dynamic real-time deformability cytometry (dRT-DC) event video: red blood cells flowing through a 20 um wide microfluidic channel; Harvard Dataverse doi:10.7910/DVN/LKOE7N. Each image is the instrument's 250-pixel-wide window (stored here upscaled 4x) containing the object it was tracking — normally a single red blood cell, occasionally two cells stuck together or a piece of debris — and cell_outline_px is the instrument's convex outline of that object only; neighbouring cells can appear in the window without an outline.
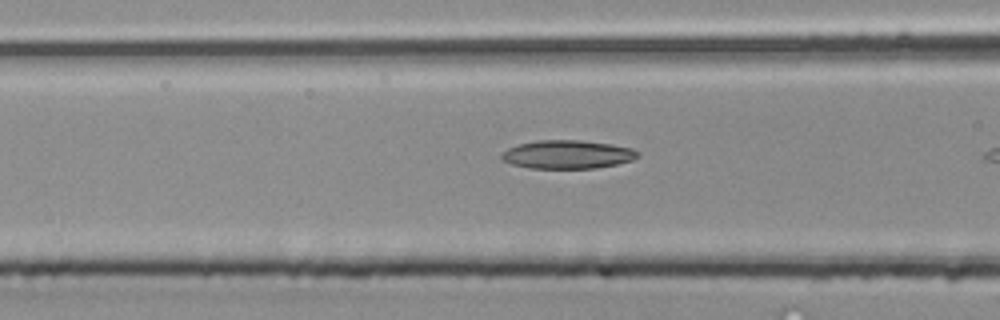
{"species": "common noctule bat (a hibernating species)", "species_latin": "Nyctalus noctula", "temperature_condition": "room temperature", "stored_images_in_passage": 11, "camera_frame_rate_fps": 3000, "um_per_image_px": 0.085, "animal": {"sex": "male", "body_mass_g": 20.4}, "frame": {"image": 1, "passage_image": 10, "time_ms": 3.0, "image_size_px": [1000, 320], "cell_outline_px": [[640, 156], [632, 160], [616, 164], [596, 168], [528, 168], [512, 164], [504, 160], [500, 156], [508, 148], [520, 144], [536, 140], [580, 140], [612, 144], [632, 148], [640, 152]], "centroid_in_image_um": [48.27, 13.12], "position_along_channel_um": 118.3, "area_um2": 22.54}}